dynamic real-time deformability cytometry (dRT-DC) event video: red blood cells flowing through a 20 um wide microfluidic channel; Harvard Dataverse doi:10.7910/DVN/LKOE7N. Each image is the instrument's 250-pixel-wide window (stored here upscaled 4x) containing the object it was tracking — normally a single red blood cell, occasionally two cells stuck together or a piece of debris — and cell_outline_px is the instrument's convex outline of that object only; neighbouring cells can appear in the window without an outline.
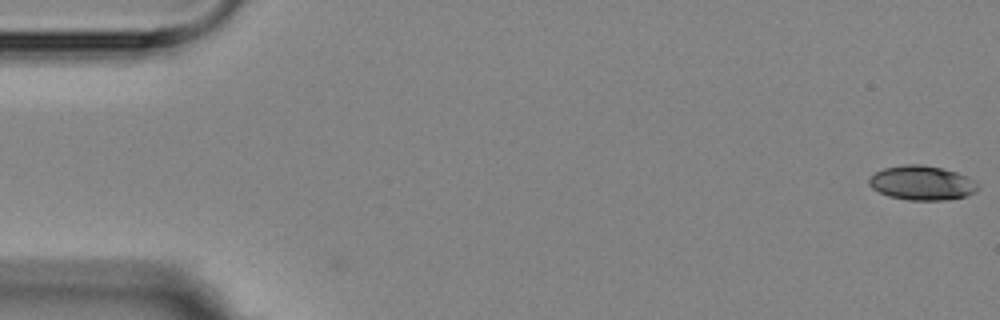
{"species": "Egyptian fruit bat (a non-hibernating species)", "species_latin": "Rousettus aegyptiacus", "temperature_condition": "room temperature", "stored_images_in_passage": 4, "camera_frame_rate_fps": 3000, "um_per_image_px": 0.085, "animal": {"sex": "female"}, "frame": {"image": 1, "passage_image": 1, "time_ms": 0.0, "image_size_px": [1000, 320], "cell_outline_px": [[980, 184], [976, 192], [964, 196], [944, 200], [908, 200], [888, 196], [872, 188], [868, 184], [868, 180], [876, 172], [884, 168], [904, 164], [920, 164], [940, 168], [956, 172], [968, 176]], "centroid_in_image_um": [78.37, 15.55], "position_along_channel_um": 6.6, "area_um2": 21.79}}
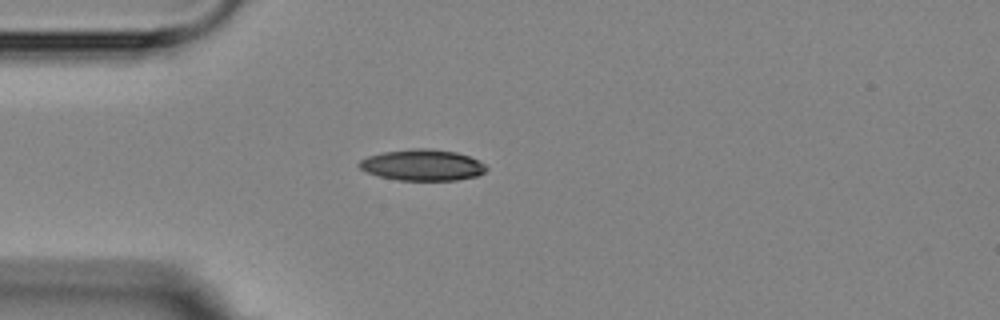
{"frame": {"image": 2, "passage_image": 4, "time_ms": 4.667, "image_size_px": [1000, 320], "cell_outline_px": [[488, 168], [484, 172], [476, 176], [456, 180], [400, 180], [380, 176], [368, 172], [360, 168], [356, 164], [360, 160], [368, 156], [384, 152], [416, 148], [428, 148], [456, 152], [468, 156], [484, 164]], "centroid_in_image_um": [35.9, 14.02], "position_along_channel_um": 49.1, "area_um2": 22.83}}